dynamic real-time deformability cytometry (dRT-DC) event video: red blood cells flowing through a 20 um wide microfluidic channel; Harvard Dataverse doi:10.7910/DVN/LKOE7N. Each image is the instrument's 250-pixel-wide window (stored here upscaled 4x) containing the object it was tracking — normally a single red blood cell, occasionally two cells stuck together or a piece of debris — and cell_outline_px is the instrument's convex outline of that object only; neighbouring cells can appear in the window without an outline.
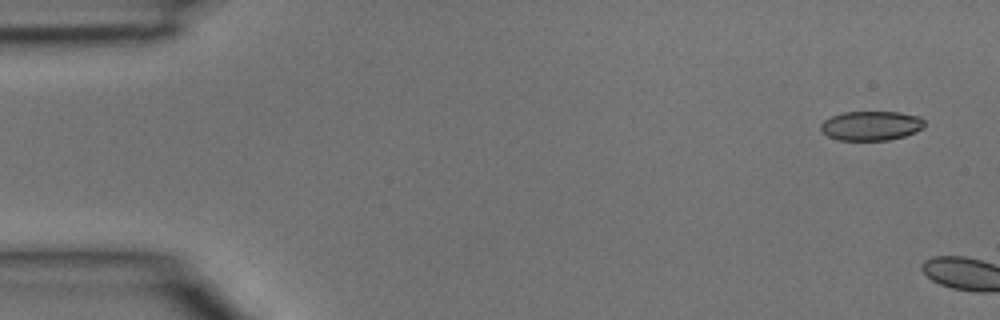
{"species": "common noctule bat (a hibernating species)", "species_latin": "Nyctalus noctula", "temperature_condition": "room temperature", "stored_images_in_passage": 5, "camera_frame_rate_fps": 3000, "um_per_image_px": 0.085, "animal": {"sex": "male", "body_mass_g": 15.6}, "frame": {"image": 1, "passage_image": 1, "time_ms": 0.0, "image_size_px": [1000, 320], "cell_outline_px": [[924, 128], [904, 136], [888, 140], [836, 140], [828, 136], [820, 128], [820, 124], [824, 120], [832, 116], [844, 112], [900, 112], [920, 116], [924, 120]], "centroid_in_image_um": [74.05, 10.68], "position_along_channel_um": 10.9, "area_um2": 17.8}}
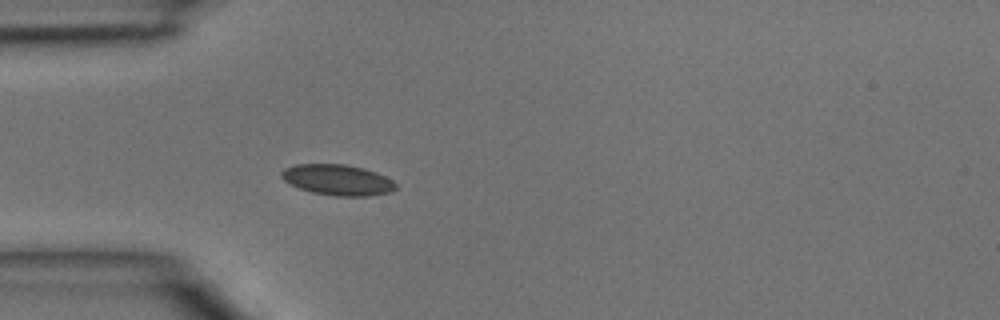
{"frame": {"image": 2, "passage_image": 5, "time_ms": 1.333, "image_size_px": [1000, 320], "cell_outline_px": [[396, 188], [392, 192], [368, 196], [336, 196], [312, 192], [300, 188], [284, 180], [280, 176], [280, 172], [284, 168], [296, 164], [344, 164], [364, 168], [376, 172], [392, 180], [396, 184]], "centroid_in_image_um": [28.7, 15.29], "position_along_channel_um": 56.3, "area_um2": 20.46}}